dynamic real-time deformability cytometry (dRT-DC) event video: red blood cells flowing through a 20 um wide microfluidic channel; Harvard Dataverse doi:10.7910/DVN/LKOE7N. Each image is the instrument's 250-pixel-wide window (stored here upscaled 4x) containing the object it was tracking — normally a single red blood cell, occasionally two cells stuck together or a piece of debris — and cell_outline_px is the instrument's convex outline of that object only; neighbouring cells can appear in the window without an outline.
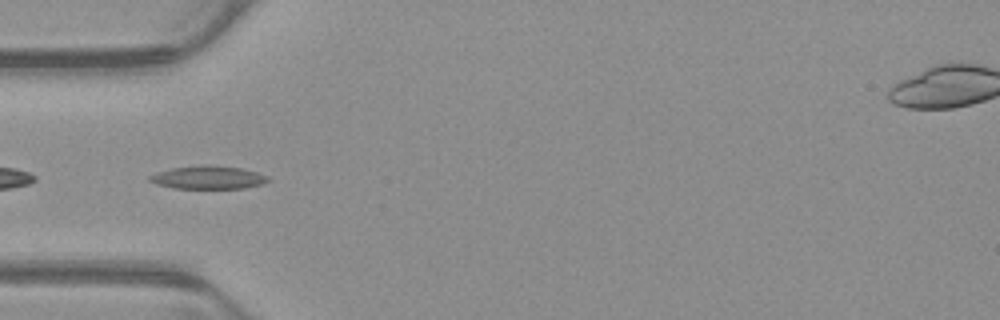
{"species": "common noctule bat (a hibernating species)", "species_latin": "Nyctalus noctula", "temperature_condition": "warm", "stored_images_in_passage": 41, "camera_frame_rate_fps": 3000, "um_per_image_px": 0.085, "animal": {"sex": "male", "body_mass_g": 23.1, "forearm_length_mm": 52.7}, "frame": {"image": 1, "passage_image": 5, "time_ms": 1.333, "image_size_px": [1000, 320], "cell_outline_px": [[272, 180], [264, 184], [244, 188], [176, 188], [156, 184], [148, 180], [148, 176], [156, 172], [172, 168], [204, 164], [208, 164], [240, 168], [256, 172], [268, 176]], "centroid_in_image_um": [17.71, 15.08], "position_along_channel_um": 67.3, "area_um2": 16.07}}
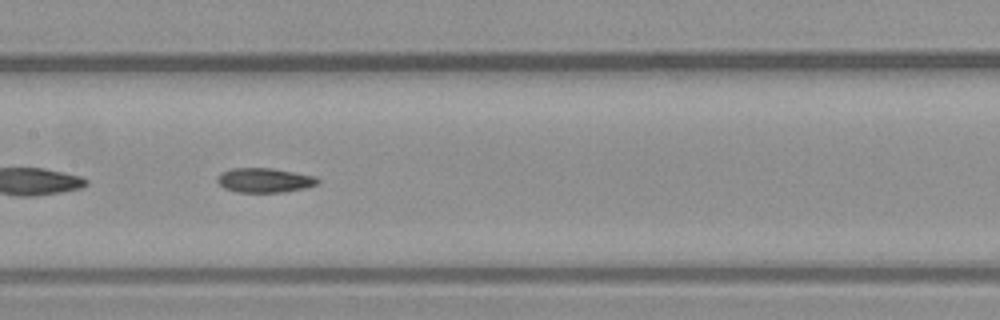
{"frame": {"image": 2, "passage_image": 14, "time_ms": 4.333, "image_size_px": [1000, 320], "cell_outline_px": [[320, 184], [304, 188], [284, 192], [236, 192], [224, 188], [216, 180], [216, 176], [232, 168], [272, 168], [316, 176], [320, 180]], "centroid_in_image_um": [22.51, 15.32], "position_along_channel_um": 184.9, "area_um2": 14.39}}
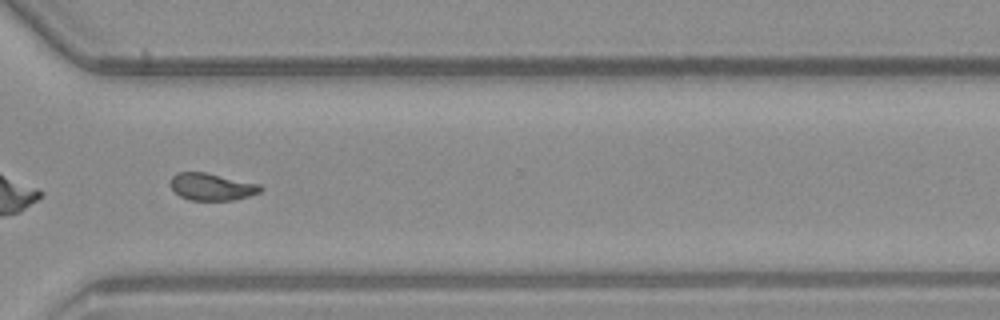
{"frame": {"image": 3, "passage_image": 27, "time_ms": 8.667, "image_size_px": [1000, 320], "cell_outline_px": [[264, 188], [260, 192], [248, 196], [232, 200], [188, 200], [180, 196], [168, 184], [168, 180], [176, 172], [204, 172], [260, 184]], "centroid_in_image_um": [17.96, 15.87], "position_along_channel_um": 352.6, "area_um2": 14.33}, "authors_computed_cell_mechanics": {"area_um2": 14.5656, "velocity_mm_per_s": 3.879, "shape_relaxation_time_tau1_ms": 3.6127, "shape_relaxation_time_tau2_ms": 2.8487, "deformation_change_tau1": 0.157, "deformation_change_tau2": 0.1006}}